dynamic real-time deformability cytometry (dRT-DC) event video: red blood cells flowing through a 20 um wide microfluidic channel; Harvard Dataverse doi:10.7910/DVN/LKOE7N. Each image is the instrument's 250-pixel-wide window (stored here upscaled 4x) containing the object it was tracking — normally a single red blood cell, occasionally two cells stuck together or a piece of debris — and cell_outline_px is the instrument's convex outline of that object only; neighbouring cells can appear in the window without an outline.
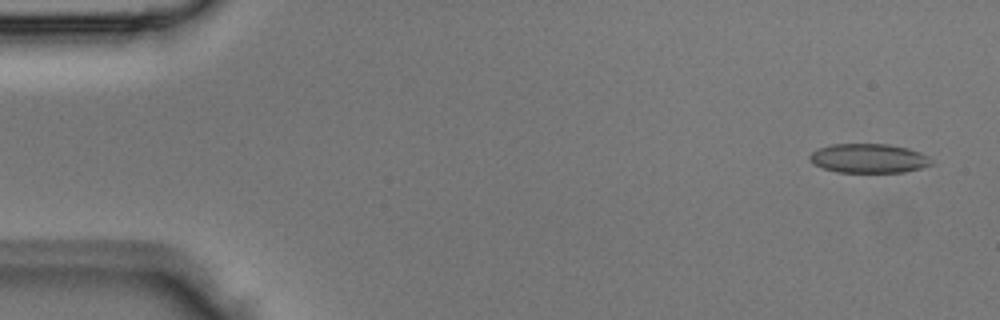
{"species": "Egyptian fruit bat (a non-hibernating species)", "species_latin": "Rousettus aegyptiacus", "temperature_condition": "room temperature", "stored_images_in_passage": 3, "camera_frame_rate_fps": 3000, "um_per_image_px": 0.085, "animal": {"sex": "male"}, "frame": {"image": 1, "passage_image": 1, "time_ms": 0.0, "image_size_px": [1000, 320], "cell_outline_px": [[932, 164], [920, 168], [904, 172], [836, 172], [824, 168], [808, 160], [808, 156], [812, 152], [820, 148], [832, 144], [888, 144], [908, 148], [920, 152], [928, 156], [932, 160]], "centroid_in_image_um": [73.85, 13.46], "position_along_channel_um": 11.2, "area_um2": 20.63}}